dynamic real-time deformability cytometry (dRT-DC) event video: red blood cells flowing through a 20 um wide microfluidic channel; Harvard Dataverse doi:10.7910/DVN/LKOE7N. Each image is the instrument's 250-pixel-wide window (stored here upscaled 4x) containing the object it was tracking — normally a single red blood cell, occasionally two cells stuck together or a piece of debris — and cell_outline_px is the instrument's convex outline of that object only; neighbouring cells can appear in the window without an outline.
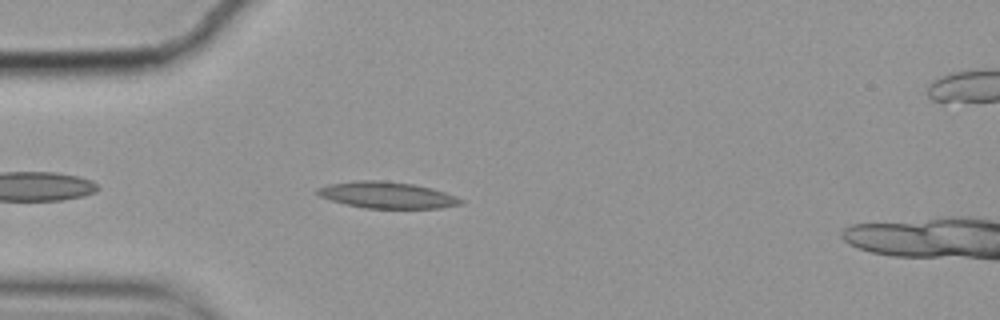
{"species": "common noctule bat (a hibernating species)", "species_latin": "Nyctalus noctula", "temperature_condition": "cold", "stored_images_in_passage": 46, "camera_frame_rate_fps": 3000, "um_per_image_px": 0.085, "animal": {"sex": "female", "body_mass_g": 19.9}, "frame": {"image": 1, "passage_image": 4, "time_ms": 1.0, "image_size_px": [1000, 320], "cell_outline_px": [[464, 204], [440, 208], [364, 208], [344, 204], [320, 196], [316, 192], [316, 188], [328, 184], [352, 180], [384, 180], [412, 184], [432, 188], [456, 196], [464, 200]], "centroid_in_image_um": [32.9, 16.57], "position_along_channel_um": 52.1, "area_um2": 22.25}}
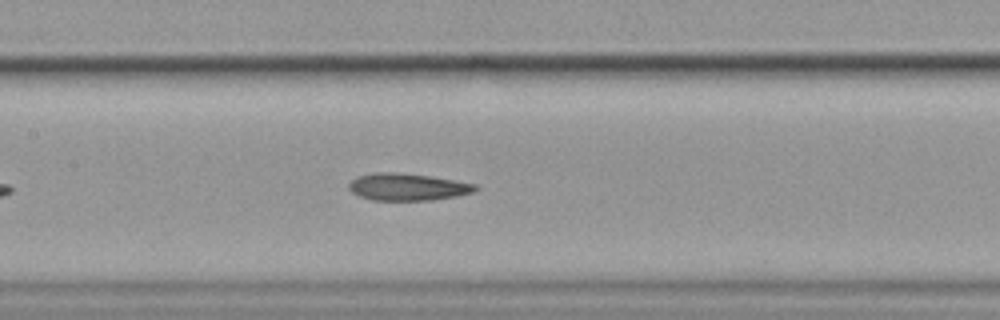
{"frame": {"image": 2, "passage_image": 15, "time_ms": 4.667, "image_size_px": [1000, 320], "cell_outline_px": [[480, 188], [472, 192], [456, 196], [432, 200], [372, 200], [360, 196], [352, 192], [348, 188], [348, 184], [352, 180], [360, 176], [376, 172], [400, 172], [428, 176], [476, 184]], "centroid_in_image_um": [34.63, 15.89], "position_along_channel_um": 172.8, "area_um2": 19.83}}
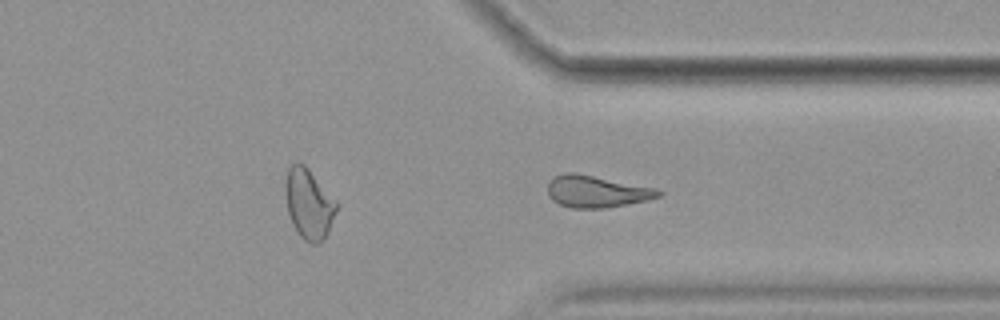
{"frame": {"image": 3, "passage_image": 31, "time_ms": 10.0, "image_size_px": [1000, 320], "cell_outline_px": [[664, 192], [660, 196], [648, 200], [604, 208], [572, 208], [560, 204], [552, 200], [548, 196], [548, 180], [552, 176], [564, 172], [572, 172], [656, 188]], "centroid_in_image_um": [50.67, 16.27], "position_along_channel_um": 360.7, "area_um2": 20.58}, "authors_computed_cell_mechanics": {"area_um2": 20.5768, "velocity_mm_per_s": 3.5195, "shape_relaxation_time_tau1_ms": null, "shape_relaxation_time_tau2_ms": 5.473, "deformation_change_tau1": null, "deformation_change_tau2": 0.1638}}